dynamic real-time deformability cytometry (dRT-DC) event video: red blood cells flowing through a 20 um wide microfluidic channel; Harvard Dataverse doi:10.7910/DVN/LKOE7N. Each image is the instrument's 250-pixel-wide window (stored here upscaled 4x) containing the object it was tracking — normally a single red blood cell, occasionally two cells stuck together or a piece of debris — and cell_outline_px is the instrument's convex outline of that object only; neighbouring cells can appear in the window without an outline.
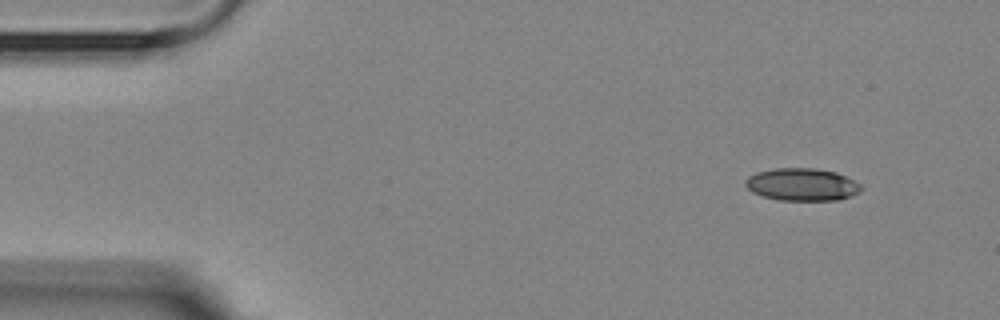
{"species": "Egyptian fruit bat (a non-hibernating species)", "species_latin": "Rousettus aegyptiacus", "temperature_condition": "room temperature", "stored_images_in_passage": 4, "camera_frame_rate_fps": 3000, "um_per_image_px": 0.085, "animal": {"sex": "female"}, "frame": {"image": 1, "passage_image": 1, "time_ms": 0.0, "image_size_px": [1000, 320], "cell_outline_px": [[864, 188], [860, 192], [852, 196], [836, 200], [780, 200], [764, 196], [752, 192], [744, 184], [744, 180], [748, 176], [756, 172], [772, 168], [816, 168], [836, 172], [860, 184]], "centroid_in_image_um": [68.16, 15.67], "position_along_channel_um": 16.8, "area_um2": 22.02}}
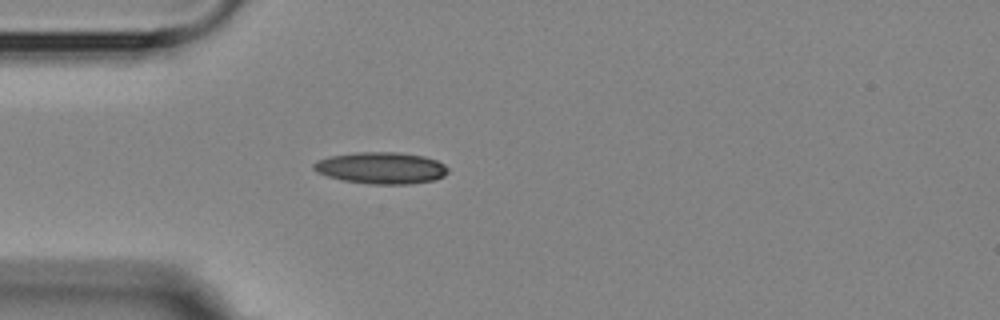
{"frame": {"image": 2, "passage_image": 4, "time_ms": 3.333, "image_size_px": [1000, 320], "cell_outline_px": [[448, 172], [444, 176], [436, 180], [408, 184], [368, 184], [344, 180], [328, 176], [316, 172], [312, 168], [312, 164], [316, 160], [332, 156], [356, 152], [396, 152], [424, 156], [436, 160], [444, 164], [448, 168]], "centroid_in_image_um": [32.4, 14.28], "position_along_channel_um": 52.6, "area_um2": 24.85}}